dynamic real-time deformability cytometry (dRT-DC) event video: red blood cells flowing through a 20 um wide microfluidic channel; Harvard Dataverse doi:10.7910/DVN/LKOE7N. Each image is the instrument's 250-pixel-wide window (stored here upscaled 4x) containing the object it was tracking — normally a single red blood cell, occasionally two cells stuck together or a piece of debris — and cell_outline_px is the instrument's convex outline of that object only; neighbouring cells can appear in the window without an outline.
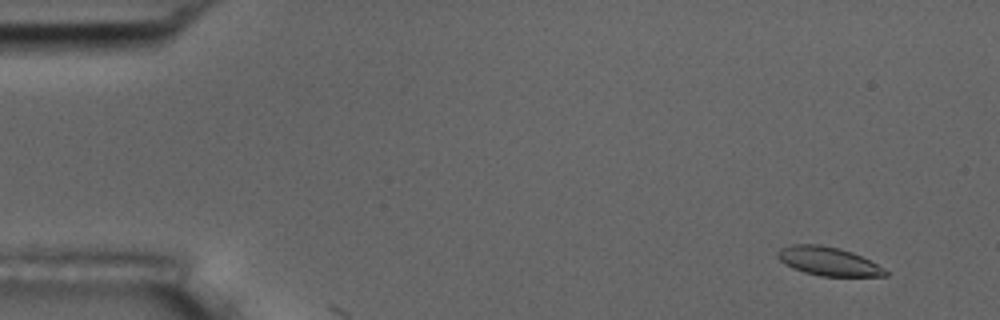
{"species": "common noctule bat (a hibernating species)", "species_latin": "Nyctalus noctula", "temperature_condition": "room temperature", "stored_images_in_passage": 8, "camera_frame_rate_fps": 3000, "um_per_image_px": 0.085, "animal": {"sex": "male", "body_mass_g": 17.5, "forearm_length_mm": 52.3}, "frame": {"image": 1, "passage_image": 2, "time_ms": 1.333, "image_size_px": [1000, 320], "cell_outline_px": [[888, 276], [820, 276], [804, 272], [792, 268], [784, 264], [776, 256], [776, 252], [780, 248], [792, 244], [820, 244], [840, 248], [852, 252], [876, 264], [888, 272]], "centroid_in_image_um": [70.34, 22.2], "position_along_channel_um": 14.7, "area_um2": 17.98}}
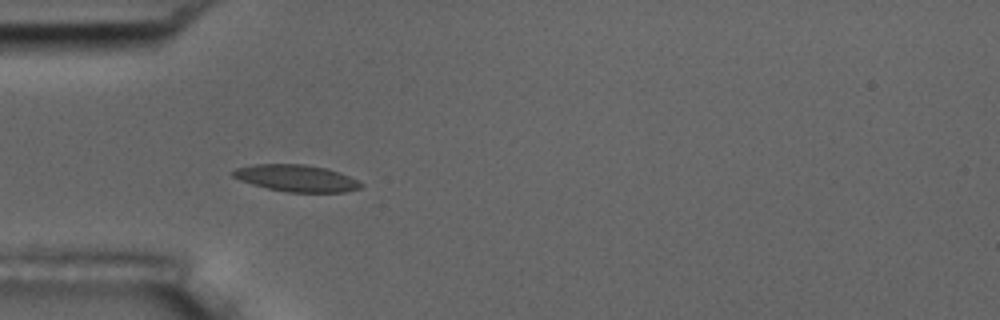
{"frame": {"image": 2, "passage_image": 6, "time_ms": 5.667, "image_size_px": [1000, 320], "cell_outline_px": [[364, 184], [360, 188], [344, 192], [288, 192], [268, 188], [252, 184], [240, 180], [232, 176], [232, 172], [236, 168], [256, 164], [304, 164], [324, 168], [340, 172]], "centroid_in_image_um": [25.19, 15.14], "position_along_channel_um": 59.8, "area_um2": 19.77}}